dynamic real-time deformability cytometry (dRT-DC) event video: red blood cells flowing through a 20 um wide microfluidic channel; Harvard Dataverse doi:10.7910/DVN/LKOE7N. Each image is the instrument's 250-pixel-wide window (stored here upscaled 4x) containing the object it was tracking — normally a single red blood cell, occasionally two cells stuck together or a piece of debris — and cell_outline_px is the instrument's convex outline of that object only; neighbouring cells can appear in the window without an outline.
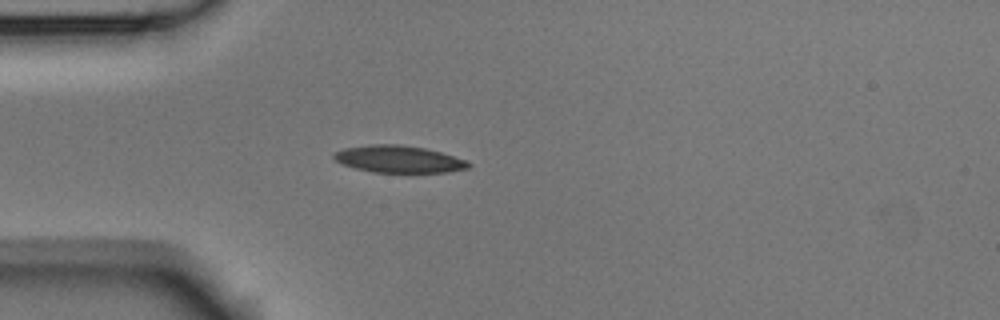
{"species": "Egyptian fruit bat (a non-hibernating species)", "species_latin": "Rousettus aegyptiacus", "temperature_condition": "room temperature", "stored_images_in_passage": 4, "camera_frame_rate_fps": 3000, "um_per_image_px": 0.085, "animal": {"sex": "male"}, "frame": {"image": 1, "passage_image": 4, "time_ms": 1.0, "image_size_px": [1000, 320], "cell_outline_px": [[472, 164], [468, 168], [448, 172], [372, 172], [356, 168], [344, 164], [336, 160], [332, 156], [336, 152], [344, 148], [372, 144], [400, 144], [424, 148], [440, 152], [468, 160]], "centroid_in_image_um": [33.93, 13.52], "position_along_channel_um": 51.1, "area_um2": 21.1}}